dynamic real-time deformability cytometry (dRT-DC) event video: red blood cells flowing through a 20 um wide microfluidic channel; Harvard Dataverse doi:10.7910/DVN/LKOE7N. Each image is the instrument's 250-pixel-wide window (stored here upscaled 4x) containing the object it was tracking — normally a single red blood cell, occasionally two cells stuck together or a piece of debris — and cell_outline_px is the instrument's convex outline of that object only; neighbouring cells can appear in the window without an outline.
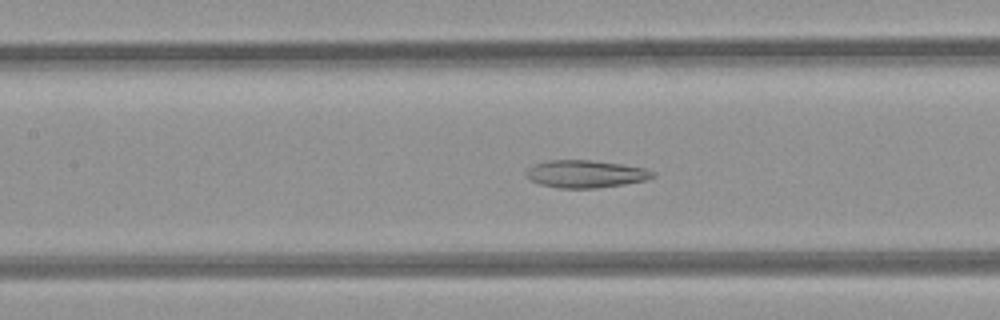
{"species": "common noctule bat (a hibernating species)", "species_latin": "Nyctalus noctula", "temperature_condition": "room temperature", "stored_images_in_passage": 49, "camera_frame_rate_fps": 3000, "um_per_image_px": 0.085, "animal": {"sex": "female", "body_mass_g": 21.9}, "frame": {"image": 1, "passage_image": 22, "time_ms": 7.0, "image_size_px": [1000, 320], "cell_outline_px": [[656, 176], [648, 180], [624, 184], [596, 188], [556, 188], [540, 184], [528, 180], [524, 176], [524, 172], [528, 168], [536, 164], [548, 160], [588, 160], [620, 164], [644, 168], [656, 172]], "centroid_in_image_um": [49.75, 14.79], "position_along_channel_um": 157.6, "area_um2": 20.46}}
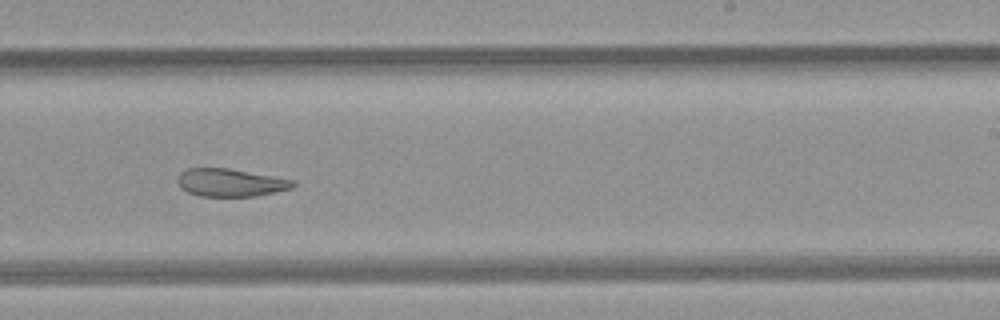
{"frame": {"image": 2, "passage_image": 30, "time_ms": 9.667, "image_size_px": [1000, 320], "cell_outline_px": [[296, 184], [292, 188], [256, 196], [200, 196], [188, 192], [180, 188], [176, 180], [180, 172], [188, 168], [228, 168], [296, 180]], "centroid_in_image_um": [19.58, 15.52], "position_along_channel_um": 269.4, "area_um2": 18.79}}
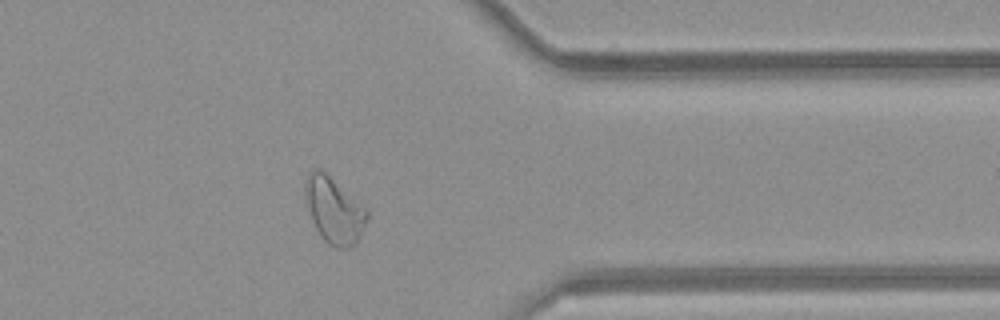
{"frame": {"image": 3, "passage_image": 39, "time_ms": 12.667, "image_size_px": [1000, 320], "cell_outline_px": [[368, 216], [360, 236], [356, 244], [348, 248], [336, 248], [328, 244], [324, 240], [316, 228], [312, 220], [304, 196], [304, 184], [312, 168], [320, 168], [368, 208]], "centroid_in_image_um": [28.4, 17.86], "position_along_channel_um": 383.0, "area_um2": 23.87}, "authors_computed_cell_mechanics": {"area_um2": 25.8944, "velocity_mm_per_s": 4.2059, "shape_relaxation_time_tau1_ms": null, "shape_relaxation_time_tau2_ms": 5.9574, "deformation_change_tau1": null, "deformation_change_tau2": 0.1582}}